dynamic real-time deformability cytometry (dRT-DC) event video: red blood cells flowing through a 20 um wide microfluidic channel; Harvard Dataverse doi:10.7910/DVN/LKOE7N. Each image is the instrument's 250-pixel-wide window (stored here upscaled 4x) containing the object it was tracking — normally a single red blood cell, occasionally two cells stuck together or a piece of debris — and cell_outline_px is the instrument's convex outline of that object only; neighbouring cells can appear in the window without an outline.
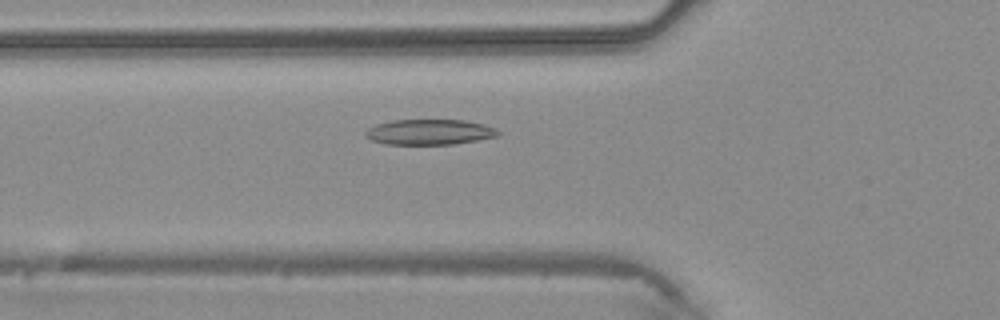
{"species": "common noctule bat (a hibernating species)", "species_latin": "Nyctalus noctula", "temperature_condition": "warm", "stored_images_in_passage": 42, "camera_frame_rate_fps": 3000, "um_per_image_px": 0.085, "animal": {"sex": "male", "body_mass_g": 20.4}, "frame": {"image": 1, "passage_image": 14, "time_ms": 4.333, "image_size_px": [1000, 320], "cell_outline_px": [[500, 132], [496, 136], [476, 140], [452, 144], [384, 144], [372, 140], [364, 136], [364, 132], [368, 128], [376, 124], [392, 120], [464, 120], [484, 124], [496, 128]], "centroid_in_image_um": [36.47, 11.22], "position_along_channel_um": 89.3, "area_um2": 19.59}}
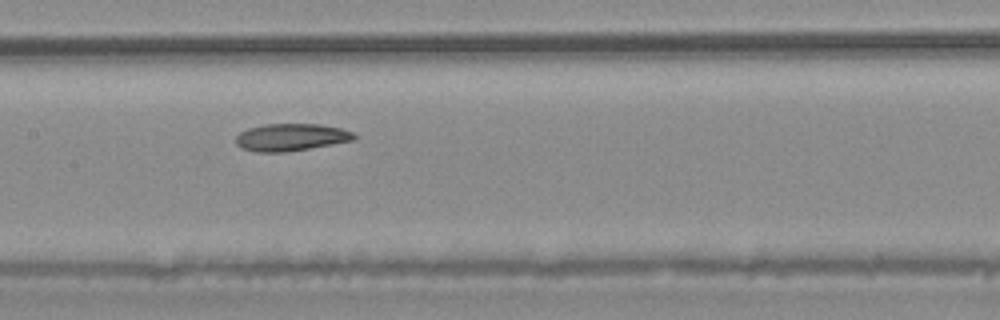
{"frame": {"image": 2, "passage_image": 20, "time_ms": 6.333, "image_size_px": [1000, 320], "cell_outline_px": [[356, 136], [352, 140], [332, 144], [284, 152], [256, 152], [244, 148], [236, 144], [236, 136], [240, 132], [248, 128], [264, 124], [320, 124], [340, 128], [352, 132]], "centroid_in_image_um": [24.7, 11.66], "position_along_channel_um": 182.7, "area_um2": 18.55}}
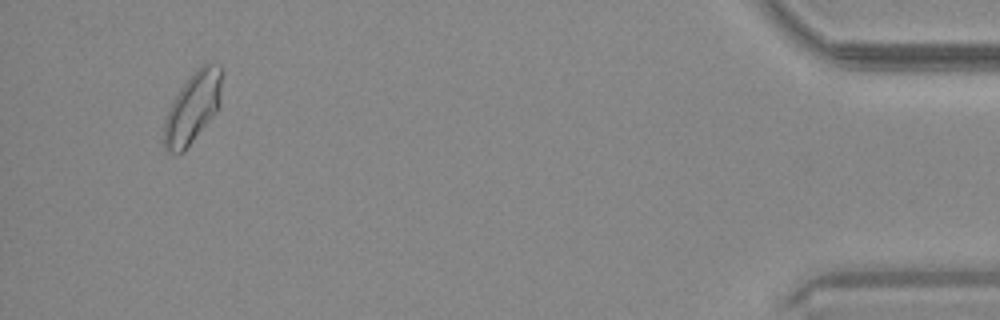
{"frame": {"image": 3, "passage_image": 40, "time_ms": 13.0, "image_size_px": [1000, 320], "cell_outline_px": [[224, 72], [220, 104], [216, 112], [184, 152], [176, 156], [168, 152], [164, 148], [164, 120], [172, 100], [180, 88], [196, 68], [208, 60], [220, 64]], "centroid_in_image_um": [16.41, 9.1], "position_along_channel_um": 418.8, "area_um2": 24.62}}